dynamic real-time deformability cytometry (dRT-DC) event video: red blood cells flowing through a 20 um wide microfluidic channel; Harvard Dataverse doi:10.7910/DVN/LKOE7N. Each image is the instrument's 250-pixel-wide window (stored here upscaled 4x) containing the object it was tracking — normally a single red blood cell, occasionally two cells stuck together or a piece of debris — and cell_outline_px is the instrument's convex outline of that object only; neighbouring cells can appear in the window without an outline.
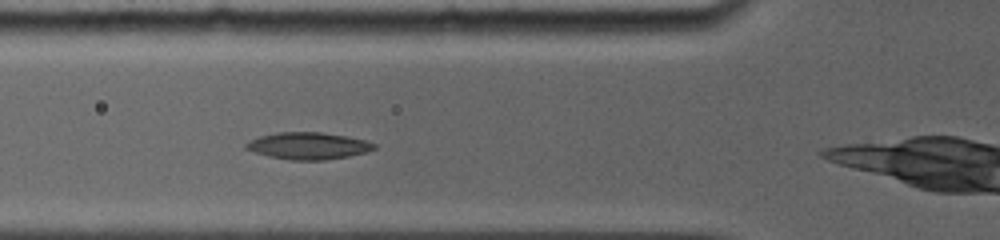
{"species": "common noctule bat (a hibernating species)", "species_latin": "Nyctalus noctula", "temperature_condition": "room temperature", "stored_images_in_passage": 6, "camera_frame_rate_fps": 5000, "um_per_image_px": 0.085, "animal": {"sex": "female", "body_mass_g": 19.0, "forearm_length_mm": 56.7}, "frame": {"image": 1, "passage_image": 3, "time_ms": 2.4, "image_size_px": [1000, 240], "cell_outline_px": [[376, 148], [364, 152], [348, 156], [324, 160], [288, 160], [268, 156], [244, 148], [244, 144], [248, 140], [260, 136], [280, 132], [320, 132], [344, 136], [364, 140], [376, 144]], "centroid_in_image_um": [26.15, 12.4], "position_along_channel_um": 99.7, "area_um2": 19.94}}
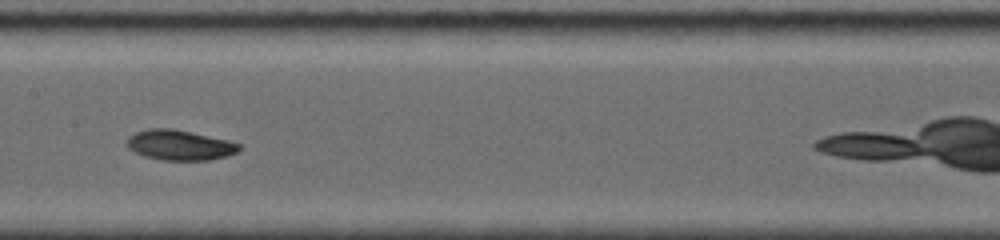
{"frame": {"image": 2, "passage_image": 5, "time_ms": 4.8, "image_size_px": [1000, 240], "cell_outline_px": [[240, 148], [236, 152], [224, 156], [208, 160], [160, 160], [144, 156], [128, 148], [128, 136], [136, 132], [148, 128], [172, 128], [224, 140], [240, 144]], "centroid_in_image_um": [15.21, 12.33], "position_along_channel_um": 192.2, "area_um2": 19.31}}
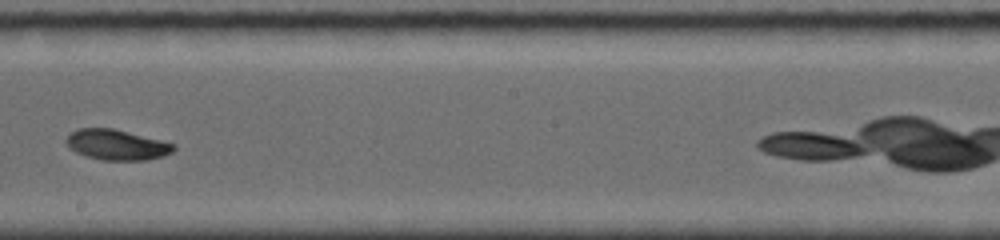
{"frame": {"image": 3, "passage_image": 6, "time_ms": 6.0, "image_size_px": [1000, 240], "cell_outline_px": [[176, 148], [172, 152], [148, 160], [104, 160], [88, 156], [76, 152], [64, 140], [72, 132], [80, 128], [112, 128], [176, 144]], "centroid_in_image_um": [9.94, 12.3], "position_along_channel_um": 238.3, "area_um2": 18.67}}